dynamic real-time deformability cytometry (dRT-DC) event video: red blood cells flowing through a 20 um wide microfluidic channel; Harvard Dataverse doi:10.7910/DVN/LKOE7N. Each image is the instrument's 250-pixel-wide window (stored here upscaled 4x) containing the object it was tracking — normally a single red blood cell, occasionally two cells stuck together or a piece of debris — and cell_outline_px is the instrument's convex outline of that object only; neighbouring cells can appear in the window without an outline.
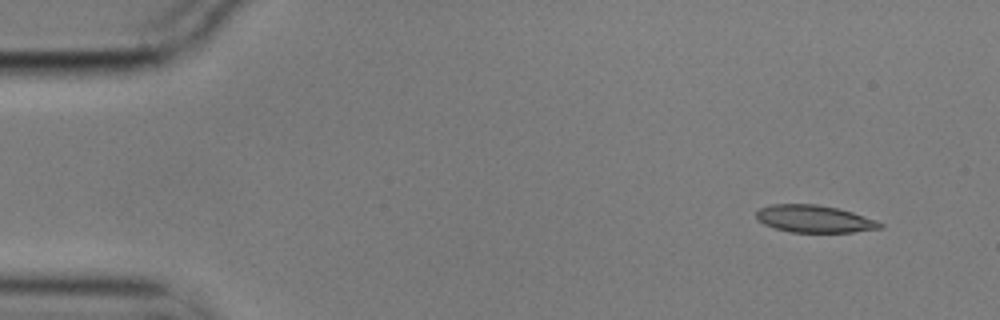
{"species": "common noctule bat (a hibernating species)", "species_latin": "Nyctalus noctula", "temperature_condition": "cold", "stored_images_in_passage": 4, "camera_frame_rate_fps": 3000, "um_per_image_px": 0.085, "animal": {"sex": "male", "body_mass_g": 17.9}, "frame": {"image": 1, "passage_image": 1, "time_ms": 0.0, "image_size_px": [1000, 320], "cell_outline_px": [[884, 228], [852, 232], [792, 232], [776, 228], [764, 224], [756, 220], [756, 212], [760, 208], [772, 204], [816, 204], [836, 208], [852, 212], [876, 220], [884, 224]], "centroid_in_image_um": [69.22, 18.6], "position_along_channel_um": 15.8, "area_um2": 19.65}}
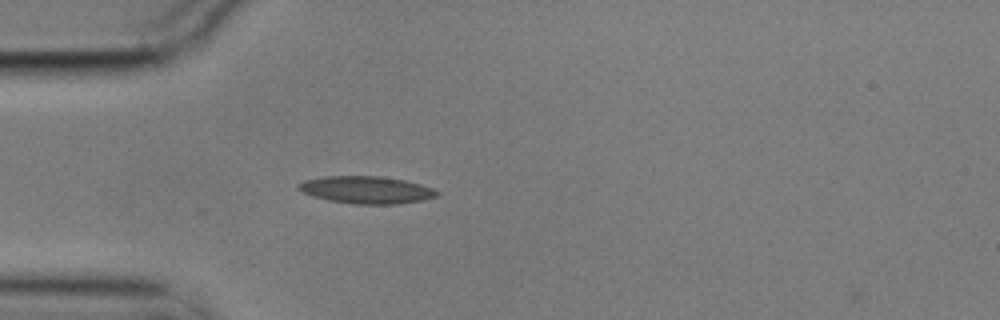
{"frame": {"image": 2, "passage_image": 4, "time_ms": 1.0, "image_size_px": [1000, 320], "cell_outline_px": [[440, 196], [424, 200], [400, 204], [352, 204], [328, 200], [312, 196], [296, 188], [296, 184], [304, 180], [324, 176], [380, 176], [404, 180], [420, 184], [432, 188], [440, 192]], "centroid_in_image_um": [31.15, 16.14], "position_along_channel_um": 53.8, "area_um2": 22.31}}